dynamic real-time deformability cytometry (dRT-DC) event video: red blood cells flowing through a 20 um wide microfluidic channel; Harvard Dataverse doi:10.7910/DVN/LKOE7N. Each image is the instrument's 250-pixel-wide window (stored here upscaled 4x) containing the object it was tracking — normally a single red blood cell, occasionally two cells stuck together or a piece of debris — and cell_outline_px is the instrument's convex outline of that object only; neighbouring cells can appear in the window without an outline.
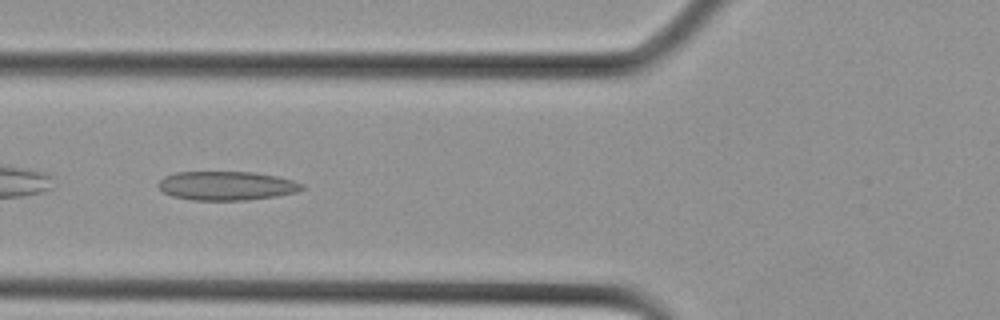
{"species": "Egyptian fruit bat (a non-hibernating species)", "species_latin": "Rousettus aegyptiacus", "temperature_condition": "cold", "stored_images_in_passage": 10, "camera_frame_rate_fps": 3000, "um_per_image_px": 0.085, "animal": {"sex": "female"}, "frame": {"image": 1, "passage_image": 7, "time_ms": 2.0, "image_size_px": [1000, 320], "cell_outline_px": [[304, 188], [296, 192], [276, 196], [244, 200], [192, 200], [172, 196], [164, 192], [156, 184], [164, 176], [176, 172], [256, 172], [276, 176], [292, 180], [304, 184]], "centroid_in_image_um": [19.25, 15.78], "position_along_channel_um": 106.6, "area_um2": 24.22}}
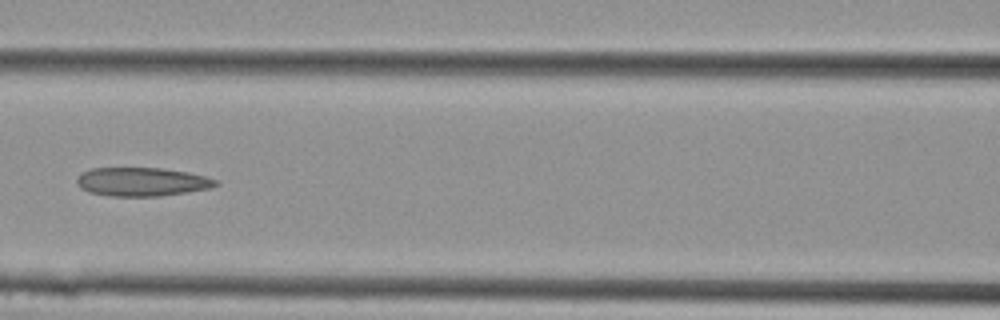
{"frame": {"image": 2, "passage_image": 9, "time_ms": 2.667, "image_size_px": [1000, 320], "cell_outline_px": [[220, 184], [212, 188], [160, 196], [108, 196], [88, 192], [80, 188], [76, 184], [76, 180], [80, 172], [92, 168], [160, 168], [188, 172], [220, 180]], "centroid_in_image_um": [12.05, 15.45], "position_along_channel_um": 154.5, "area_um2": 23.47}}